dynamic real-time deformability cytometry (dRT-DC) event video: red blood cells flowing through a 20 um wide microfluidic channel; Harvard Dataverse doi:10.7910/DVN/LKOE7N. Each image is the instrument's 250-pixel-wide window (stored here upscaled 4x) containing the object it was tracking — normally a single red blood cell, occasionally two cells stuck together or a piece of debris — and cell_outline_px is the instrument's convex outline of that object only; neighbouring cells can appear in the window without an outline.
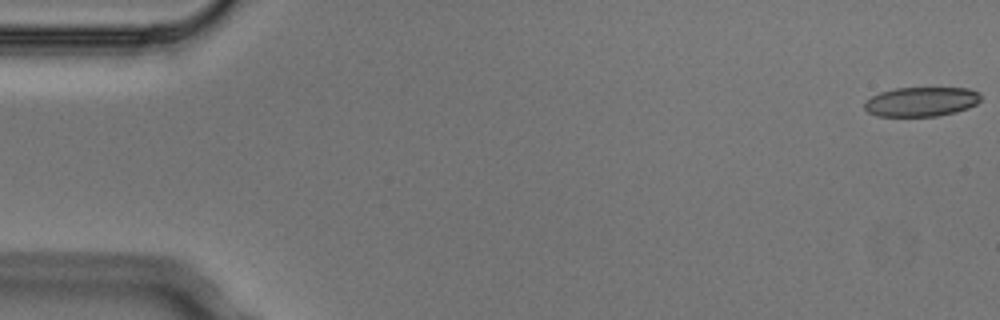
{"species": "Egyptian fruit bat (a non-hibernating species)", "species_latin": "Rousettus aegyptiacus", "temperature_condition": "cold", "stored_images_in_passage": 3, "camera_frame_rate_fps": 3000, "um_per_image_px": 0.085, "animal": {"sex": "male"}, "frame": {"image": 1, "passage_image": 1, "time_ms": 0.0, "image_size_px": [1000, 320], "cell_outline_px": [[980, 100], [976, 104], [968, 108], [956, 112], [936, 116], [876, 116], [868, 112], [864, 108], [864, 104], [872, 96], [880, 92], [896, 88], [968, 88], [980, 92]], "centroid_in_image_um": [78.32, 8.64], "position_along_channel_um": 6.7, "area_um2": 19.94}}